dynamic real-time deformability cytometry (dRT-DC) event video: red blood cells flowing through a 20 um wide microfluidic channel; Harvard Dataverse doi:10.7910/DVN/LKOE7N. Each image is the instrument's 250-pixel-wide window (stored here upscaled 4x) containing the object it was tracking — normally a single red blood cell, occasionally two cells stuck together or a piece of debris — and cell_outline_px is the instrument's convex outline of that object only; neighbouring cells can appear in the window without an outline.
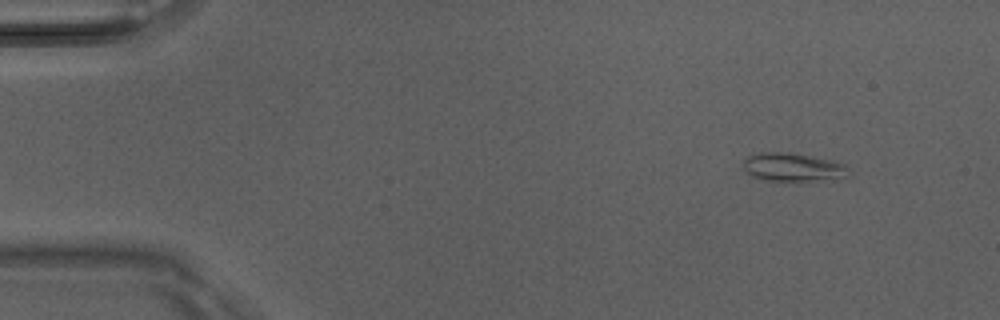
{"species": "Egyptian fruit bat (a non-hibernating species)", "species_latin": "Rousettus aegyptiacus", "temperature_condition": "room temperature", "stored_images_in_passage": 5, "camera_frame_rate_fps": 3000, "um_per_image_px": 0.085, "animal": {"sex": "male"}, "frame": {"image": 1, "passage_image": 1, "time_ms": 0.0, "image_size_px": [1000, 320], "cell_outline_px": [[848, 176], [804, 180], [764, 180], [752, 176], [744, 168], [744, 160], [748, 156], [764, 152], [788, 152], [832, 160], [844, 164]], "centroid_in_image_um": [67.33, 14.18], "position_along_channel_um": 17.7, "area_um2": 16.7}}
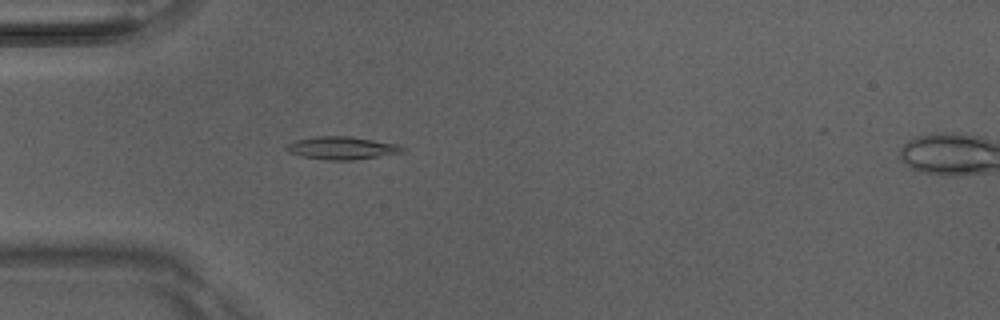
{"frame": {"image": 2, "passage_image": 4, "time_ms": 1.0, "image_size_px": [1000, 320], "cell_outline_px": [[404, 152], [352, 160], [324, 160], [300, 156], [288, 152], [284, 148], [288, 144], [296, 140], [316, 136], [348, 136], [396, 144], [404, 148]], "centroid_in_image_um": [28.99, 12.58], "position_along_channel_um": 56.0, "area_um2": 15.26}}